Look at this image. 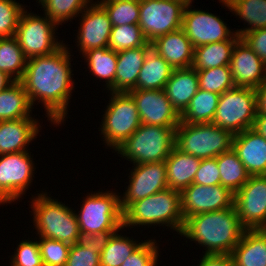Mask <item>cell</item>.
I'll return each instance as SVG.
<instances>
[{
    "instance_id": "1",
    "label": "cell",
    "mask_w": 266,
    "mask_h": 266,
    "mask_svg": "<svg viewBox=\"0 0 266 266\" xmlns=\"http://www.w3.org/2000/svg\"><path fill=\"white\" fill-rule=\"evenodd\" d=\"M69 45H63L53 54L27 59L20 82L27 92L32 107L43 104L45 115L54 125L62 124L67 117L69 100L74 89ZM39 100V101H38Z\"/></svg>"
},
{
    "instance_id": "2",
    "label": "cell",
    "mask_w": 266,
    "mask_h": 266,
    "mask_svg": "<svg viewBox=\"0 0 266 266\" xmlns=\"http://www.w3.org/2000/svg\"><path fill=\"white\" fill-rule=\"evenodd\" d=\"M245 228L235 207L188 217L180 233L204 247L207 255H230Z\"/></svg>"
},
{
    "instance_id": "3",
    "label": "cell",
    "mask_w": 266,
    "mask_h": 266,
    "mask_svg": "<svg viewBox=\"0 0 266 266\" xmlns=\"http://www.w3.org/2000/svg\"><path fill=\"white\" fill-rule=\"evenodd\" d=\"M184 221L180 191L169 188L131 203L123 211V229L155 224L165 225L180 234Z\"/></svg>"
},
{
    "instance_id": "4",
    "label": "cell",
    "mask_w": 266,
    "mask_h": 266,
    "mask_svg": "<svg viewBox=\"0 0 266 266\" xmlns=\"http://www.w3.org/2000/svg\"><path fill=\"white\" fill-rule=\"evenodd\" d=\"M31 203L30 212L38 237L63 241L69 245L80 242L82 235L74 209L43 191L36 197L32 196Z\"/></svg>"
},
{
    "instance_id": "5",
    "label": "cell",
    "mask_w": 266,
    "mask_h": 266,
    "mask_svg": "<svg viewBox=\"0 0 266 266\" xmlns=\"http://www.w3.org/2000/svg\"><path fill=\"white\" fill-rule=\"evenodd\" d=\"M142 124L116 151L133 165L165 161L175 146V129Z\"/></svg>"
},
{
    "instance_id": "6",
    "label": "cell",
    "mask_w": 266,
    "mask_h": 266,
    "mask_svg": "<svg viewBox=\"0 0 266 266\" xmlns=\"http://www.w3.org/2000/svg\"><path fill=\"white\" fill-rule=\"evenodd\" d=\"M234 135L213 123L180 122L175 129V147L199 159L216 158L232 149Z\"/></svg>"
},
{
    "instance_id": "7",
    "label": "cell",
    "mask_w": 266,
    "mask_h": 266,
    "mask_svg": "<svg viewBox=\"0 0 266 266\" xmlns=\"http://www.w3.org/2000/svg\"><path fill=\"white\" fill-rule=\"evenodd\" d=\"M117 194L99 190L84 198L80 211L75 210L81 235L123 229V212Z\"/></svg>"
},
{
    "instance_id": "8",
    "label": "cell",
    "mask_w": 266,
    "mask_h": 266,
    "mask_svg": "<svg viewBox=\"0 0 266 266\" xmlns=\"http://www.w3.org/2000/svg\"><path fill=\"white\" fill-rule=\"evenodd\" d=\"M110 95L99 131L107 147L116 152L138 129L141 121L136 103L128 92H110Z\"/></svg>"
},
{
    "instance_id": "9",
    "label": "cell",
    "mask_w": 266,
    "mask_h": 266,
    "mask_svg": "<svg viewBox=\"0 0 266 266\" xmlns=\"http://www.w3.org/2000/svg\"><path fill=\"white\" fill-rule=\"evenodd\" d=\"M255 118V89L234 87L220 95L212 123L235 135L253 128Z\"/></svg>"
},
{
    "instance_id": "10",
    "label": "cell",
    "mask_w": 266,
    "mask_h": 266,
    "mask_svg": "<svg viewBox=\"0 0 266 266\" xmlns=\"http://www.w3.org/2000/svg\"><path fill=\"white\" fill-rule=\"evenodd\" d=\"M56 27L58 25L47 15L41 17L25 9L15 34L24 56L27 59L47 56L60 49L64 43L63 40L58 42V38L56 39Z\"/></svg>"
},
{
    "instance_id": "11",
    "label": "cell",
    "mask_w": 266,
    "mask_h": 266,
    "mask_svg": "<svg viewBox=\"0 0 266 266\" xmlns=\"http://www.w3.org/2000/svg\"><path fill=\"white\" fill-rule=\"evenodd\" d=\"M185 6L177 0H140L139 26L146 40L181 29Z\"/></svg>"
},
{
    "instance_id": "12",
    "label": "cell",
    "mask_w": 266,
    "mask_h": 266,
    "mask_svg": "<svg viewBox=\"0 0 266 266\" xmlns=\"http://www.w3.org/2000/svg\"><path fill=\"white\" fill-rule=\"evenodd\" d=\"M29 153L22 151L0 155V204L19 200L33 182L36 168Z\"/></svg>"
},
{
    "instance_id": "13",
    "label": "cell",
    "mask_w": 266,
    "mask_h": 266,
    "mask_svg": "<svg viewBox=\"0 0 266 266\" xmlns=\"http://www.w3.org/2000/svg\"><path fill=\"white\" fill-rule=\"evenodd\" d=\"M234 207L245 229H266V175H251L234 194Z\"/></svg>"
},
{
    "instance_id": "14",
    "label": "cell",
    "mask_w": 266,
    "mask_h": 266,
    "mask_svg": "<svg viewBox=\"0 0 266 266\" xmlns=\"http://www.w3.org/2000/svg\"><path fill=\"white\" fill-rule=\"evenodd\" d=\"M191 6L188 5L184 8L182 30L194 48L204 44L241 38L234 30L231 31L219 16L198 9H191Z\"/></svg>"
},
{
    "instance_id": "15",
    "label": "cell",
    "mask_w": 266,
    "mask_h": 266,
    "mask_svg": "<svg viewBox=\"0 0 266 266\" xmlns=\"http://www.w3.org/2000/svg\"><path fill=\"white\" fill-rule=\"evenodd\" d=\"M132 169L129 185L123 197L120 195L122 212L131 204L155 193L168 189L165 161L136 164Z\"/></svg>"
},
{
    "instance_id": "16",
    "label": "cell",
    "mask_w": 266,
    "mask_h": 266,
    "mask_svg": "<svg viewBox=\"0 0 266 266\" xmlns=\"http://www.w3.org/2000/svg\"><path fill=\"white\" fill-rule=\"evenodd\" d=\"M180 195L184 220L197 214L234 207V193L221 184L204 186L192 183Z\"/></svg>"
},
{
    "instance_id": "17",
    "label": "cell",
    "mask_w": 266,
    "mask_h": 266,
    "mask_svg": "<svg viewBox=\"0 0 266 266\" xmlns=\"http://www.w3.org/2000/svg\"><path fill=\"white\" fill-rule=\"evenodd\" d=\"M142 124L178 127L181 115L173 107L164 89L131 90Z\"/></svg>"
},
{
    "instance_id": "18",
    "label": "cell",
    "mask_w": 266,
    "mask_h": 266,
    "mask_svg": "<svg viewBox=\"0 0 266 266\" xmlns=\"http://www.w3.org/2000/svg\"><path fill=\"white\" fill-rule=\"evenodd\" d=\"M77 31V47L83 54L88 50L108 47L112 23L108 13L97 2L91 3L82 11Z\"/></svg>"
},
{
    "instance_id": "19",
    "label": "cell",
    "mask_w": 266,
    "mask_h": 266,
    "mask_svg": "<svg viewBox=\"0 0 266 266\" xmlns=\"http://www.w3.org/2000/svg\"><path fill=\"white\" fill-rule=\"evenodd\" d=\"M229 66L235 87L256 89L266 81V65L242 38L234 46Z\"/></svg>"
},
{
    "instance_id": "20",
    "label": "cell",
    "mask_w": 266,
    "mask_h": 266,
    "mask_svg": "<svg viewBox=\"0 0 266 266\" xmlns=\"http://www.w3.org/2000/svg\"><path fill=\"white\" fill-rule=\"evenodd\" d=\"M232 149L251 175H266V139L253 128L235 134Z\"/></svg>"
},
{
    "instance_id": "21",
    "label": "cell",
    "mask_w": 266,
    "mask_h": 266,
    "mask_svg": "<svg viewBox=\"0 0 266 266\" xmlns=\"http://www.w3.org/2000/svg\"><path fill=\"white\" fill-rule=\"evenodd\" d=\"M40 127L34 117L0 121V155L28 151Z\"/></svg>"
},
{
    "instance_id": "22",
    "label": "cell",
    "mask_w": 266,
    "mask_h": 266,
    "mask_svg": "<svg viewBox=\"0 0 266 266\" xmlns=\"http://www.w3.org/2000/svg\"><path fill=\"white\" fill-rule=\"evenodd\" d=\"M151 45L173 69L192 67L194 46L182 28L156 38Z\"/></svg>"
},
{
    "instance_id": "23",
    "label": "cell",
    "mask_w": 266,
    "mask_h": 266,
    "mask_svg": "<svg viewBox=\"0 0 266 266\" xmlns=\"http://www.w3.org/2000/svg\"><path fill=\"white\" fill-rule=\"evenodd\" d=\"M152 46H140L117 52L114 92H130L135 90L139 72Z\"/></svg>"
},
{
    "instance_id": "24",
    "label": "cell",
    "mask_w": 266,
    "mask_h": 266,
    "mask_svg": "<svg viewBox=\"0 0 266 266\" xmlns=\"http://www.w3.org/2000/svg\"><path fill=\"white\" fill-rule=\"evenodd\" d=\"M199 89L197 70L193 67L174 69L164 87L166 96L181 115Z\"/></svg>"
},
{
    "instance_id": "25",
    "label": "cell",
    "mask_w": 266,
    "mask_h": 266,
    "mask_svg": "<svg viewBox=\"0 0 266 266\" xmlns=\"http://www.w3.org/2000/svg\"><path fill=\"white\" fill-rule=\"evenodd\" d=\"M230 255L233 266H266V229H245Z\"/></svg>"
},
{
    "instance_id": "26",
    "label": "cell",
    "mask_w": 266,
    "mask_h": 266,
    "mask_svg": "<svg viewBox=\"0 0 266 266\" xmlns=\"http://www.w3.org/2000/svg\"><path fill=\"white\" fill-rule=\"evenodd\" d=\"M200 162L198 157L183 153L174 146L165 160L168 188L181 192L189 187L194 181Z\"/></svg>"
},
{
    "instance_id": "27",
    "label": "cell",
    "mask_w": 266,
    "mask_h": 266,
    "mask_svg": "<svg viewBox=\"0 0 266 266\" xmlns=\"http://www.w3.org/2000/svg\"><path fill=\"white\" fill-rule=\"evenodd\" d=\"M173 68L152 48L146 54V59L139 72L136 89H164L172 75Z\"/></svg>"
},
{
    "instance_id": "28",
    "label": "cell",
    "mask_w": 266,
    "mask_h": 266,
    "mask_svg": "<svg viewBox=\"0 0 266 266\" xmlns=\"http://www.w3.org/2000/svg\"><path fill=\"white\" fill-rule=\"evenodd\" d=\"M238 40L228 39L194 48L192 67L195 70H204L219 66H229L234 46Z\"/></svg>"
},
{
    "instance_id": "29",
    "label": "cell",
    "mask_w": 266,
    "mask_h": 266,
    "mask_svg": "<svg viewBox=\"0 0 266 266\" xmlns=\"http://www.w3.org/2000/svg\"><path fill=\"white\" fill-rule=\"evenodd\" d=\"M230 12L248 23V28L235 30L242 37L245 33L266 28V0H219Z\"/></svg>"
},
{
    "instance_id": "30",
    "label": "cell",
    "mask_w": 266,
    "mask_h": 266,
    "mask_svg": "<svg viewBox=\"0 0 266 266\" xmlns=\"http://www.w3.org/2000/svg\"><path fill=\"white\" fill-rule=\"evenodd\" d=\"M33 108L20 81L0 92V121L32 117Z\"/></svg>"
},
{
    "instance_id": "31",
    "label": "cell",
    "mask_w": 266,
    "mask_h": 266,
    "mask_svg": "<svg viewBox=\"0 0 266 266\" xmlns=\"http://www.w3.org/2000/svg\"><path fill=\"white\" fill-rule=\"evenodd\" d=\"M88 63L89 71L96 78L105 80L109 92H114V77L116 74L117 52L108 47L91 49L82 54Z\"/></svg>"
},
{
    "instance_id": "32",
    "label": "cell",
    "mask_w": 266,
    "mask_h": 266,
    "mask_svg": "<svg viewBox=\"0 0 266 266\" xmlns=\"http://www.w3.org/2000/svg\"><path fill=\"white\" fill-rule=\"evenodd\" d=\"M220 95L218 93L208 92L198 89L190 104L181 114V122L198 124L212 123Z\"/></svg>"
},
{
    "instance_id": "33",
    "label": "cell",
    "mask_w": 266,
    "mask_h": 266,
    "mask_svg": "<svg viewBox=\"0 0 266 266\" xmlns=\"http://www.w3.org/2000/svg\"><path fill=\"white\" fill-rule=\"evenodd\" d=\"M216 161L220 170V184L232 193H237L250 177L245 166L233 149L218 155Z\"/></svg>"
},
{
    "instance_id": "34",
    "label": "cell",
    "mask_w": 266,
    "mask_h": 266,
    "mask_svg": "<svg viewBox=\"0 0 266 266\" xmlns=\"http://www.w3.org/2000/svg\"><path fill=\"white\" fill-rule=\"evenodd\" d=\"M27 58L19 45L16 36L0 38V71L14 81L23 78Z\"/></svg>"
},
{
    "instance_id": "35",
    "label": "cell",
    "mask_w": 266,
    "mask_h": 266,
    "mask_svg": "<svg viewBox=\"0 0 266 266\" xmlns=\"http://www.w3.org/2000/svg\"><path fill=\"white\" fill-rule=\"evenodd\" d=\"M44 8V14L58 26L73 20L85 10L93 0H37ZM92 1V2H91ZM80 13V14H79Z\"/></svg>"
},
{
    "instance_id": "36",
    "label": "cell",
    "mask_w": 266,
    "mask_h": 266,
    "mask_svg": "<svg viewBox=\"0 0 266 266\" xmlns=\"http://www.w3.org/2000/svg\"><path fill=\"white\" fill-rule=\"evenodd\" d=\"M115 232L100 253L101 266H121L142 242Z\"/></svg>"
},
{
    "instance_id": "37",
    "label": "cell",
    "mask_w": 266,
    "mask_h": 266,
    "mask_svg": "<svg viewBox=\"0 0 266 266\" xmlns=\"http://www.w3.org/2000/svg\"><path fill=\"white\" fill-rule=\"evenodd\" d=\"M140 46H152L149 43L139 24L113 26L108 42V48L118 52L125 49H133Z\"/></svg>"
},
{
    "instance_id": "38",
    "label": "cell",
    "mask_w": 266,
    "mask_h": 266,
    "mask_svg": "<svg viewBox=\"0 0 266 266\" xmlns=\"http://www.w3.org/2000/svg\"><path fill=\"white\" fill-rule=\"evenodd\" d=\"M108 13L112 26L139 24L140 0L97 1Z\"/></svg>"
},
{
    "instance_id": "39",
    "label": "cell",
    "mask_w": 266,
    "mask_h": 266,
    "mask_svg": "<svg viewBox=\"0 0 266 266\" xmlns=\"http://www.w3.org/2000/svg\"><path fill=\"white\" fill-rule=\"evenodd\" d=\"M199 88L208 92L223 94L235 87L230 66H219L197 70Z\"/></svg>"
},
{
    "instance_id": "40",
    "label": "cell",
    "mask_w": 266,
    "mask_h": 266,
    "mask_svg": "<svg viewBox=\"0 0 266 266\" xmlns=\"http://www.w3.org/2000/svg\"><path fill=\"white\" fill-rule=\"evenodd\" d=\"M38 238L39 241L37 240V242L42 256L43 265L65 266L71 245L55 239L45 237Z\"/></svg>"
},
{
    "instance_id": "41",
    "label": "cell",
    "mask_w": 266,
    "mask_h": 266,
    "mask_svg": "<svg viewBox=\"0 0 266 266\" xmlns=\"http://www.w3.org/2000/svg\"><path fill=\"white\" fill-rule=\"evenodd\" d=\"M25 8L15 0H0V38L16 34L21 14Z\"/></svg>"
},
{
    "instance_id": "42",
    "label": "cell",
    "mask_w": 266,
    "mask_h": 266,
    "mask_svg": "<svg viewBox=\"0 0 266 266\" xmlns=\"http://www.w3.org/2000/svg\"><path fill=\"white\" fill-rule=\"evenodd\" d=\"M17 246L10 260L11 266H44L36 240H22Z\"/></svg>"
},
{
    "instance_id": "43",
    "label": "cell",
    "mask_w": 266,
    "mask_h": 266,
    "mask_svg": "<svg viewBox=\"0 0 266 266\" xmlns=\"http://www.w3.org/2000/svg\"><path fill=\"white\" fill-rule=\"evenodd\" d=\"M154 239L144 240L121 266H157L159 247Z\"/></svg>"
},
{
    "instance_id": "44",
    "label": "cell",
    "mask_w": 266,
    "mask_h": 266,
    "mask_svg": "<svg viewBox=\"0 0 266 266\" xmlns=\"http://www.w3.org/2000/svg\"><path fill=\"white\" fill-rule=\"evenodd\" d=\"M100 251L77 242L71 245L65 266H101Z\"/></svg>"
},
{
    "instance_id": "45",
    "label": "cell",
    "mask_w": 266,
    "mask_h": 266,
    "mask_svg": "<svg viewBox=\"0 0 266 266\" xmlns=\"http://www.w3.org/2000/svg\"><path fill=\"white\" fill-rule=\"evenodd\" d=\"M193 183L204 186L220 184V170L216 158L202 159Z\"/></svg>"
},
{
    "instance_id": "46",
    "label": "cell",
    "mask_w": 266,
    "mask_h": 266,
    "mask_svg": "<svg viewBox=\"0 0 266 266\" xmlns=\"http://www.w3.org/2000/svg\"><path fill=\"white\" fill-rule=\"evenodd\" d=\"M241 38L266 65V28L245 33Z\"/></svg>"
},
{
    "instance_id": "47",
    "label": "cell",
    "mask_w": 266,
    "mask_h": 266,
    "mask_svg": "<svg viewBox=\"0 0 266 266\" xmlns=\"http://www.w3.org/2000/svg\"><path fill=\"white\" fill-rule=\"evenodd\" d=\"M115 232L117 231H104L94 234H85L81 236L80 242L83 245H90L92 248H94V251L102 252Z\"/></svg>"
},
{
    "instance_id": "48",
    "label": "cell",
    "mask_w": 266,
    "mask_h": 266,
    "mask_svg": "<svg viewBox=\"0 0 266 266\" xmlns=\"http://www.w3.org/2000/svg\"><path fill=\"white\" fill-rule=\"evenodd\" d=\"M197 266H233L231 255H202Z\"/></svg>"
},
{
    "instance_id": "49",
    "label": "cell",
    "mask_w": 266,
    "mask_h": 266,
    "mask_svg": "<svg viewBox=\"0 0 266 266\" xmlns=\"http://www.w3.org/2000/svg\"><path fill=\"white\" fill-rule=\"evenodd\" d=\"M14 82L10 76L0 71V92L7 89Z\"/></svg>"
},
{
    "instance_id": "50",
    "label": "cell",
    "mask_w": 266,
    "mask_h": 266,
    "mask_svg": "<svg viewBox=\"0 0 266 266\" xmlns=\"http://www.w3.org/2000/svg\"><path fill=\"white\" fill-rule=\"evenodd\" d=\"M177 1H180V2H182L184 5L188 6V5H191V4H192V1H193V0H177Z\"/></svg>"
}]
</instances>
